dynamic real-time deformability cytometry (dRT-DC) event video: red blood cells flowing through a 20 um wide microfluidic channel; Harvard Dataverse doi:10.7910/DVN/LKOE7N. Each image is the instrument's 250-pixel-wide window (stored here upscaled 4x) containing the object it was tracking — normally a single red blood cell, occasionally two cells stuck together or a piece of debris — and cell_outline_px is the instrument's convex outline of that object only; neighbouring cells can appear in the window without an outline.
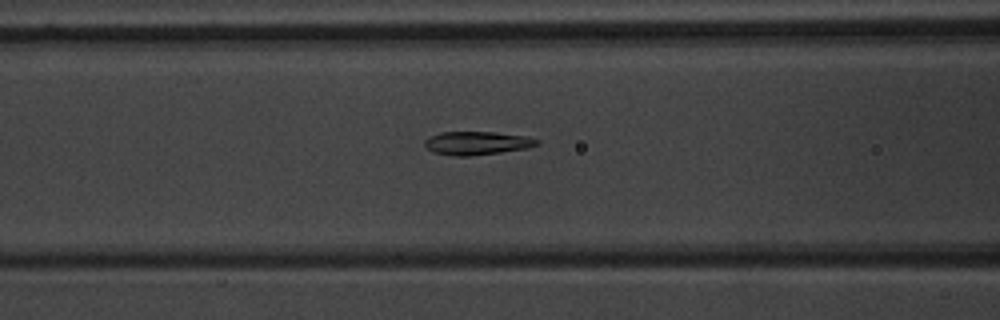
{"species": "common noctule bat (a hibernating species)", "species_latin": "Nyctalus noctula", "temperature_condition": "warm", "stored_images_in_passage": 37, "camera_frame_rate_fps": 3000, "um_per_image_px": 0.085, "animal": {"sex": "male", "body_mass_g": 20.1, "forearm_length_mm": 53.5}, "frame": {"image": 1, "passage_image": 5, "time_ms": 1.333, "image_size_px": [1000, 320], "cell_outline_px": [[540, 144], [528, 148], [500, 152], [468, 156], [456, 156], [432, 152], [424, 144], [424, 140], [440, 132], [496, 132], [524, 136], [540, 140]], "centroid_in_image_um": [40.56, 12.16], "position_along_channel_um": 126.0, "area_um2": 15.2}}
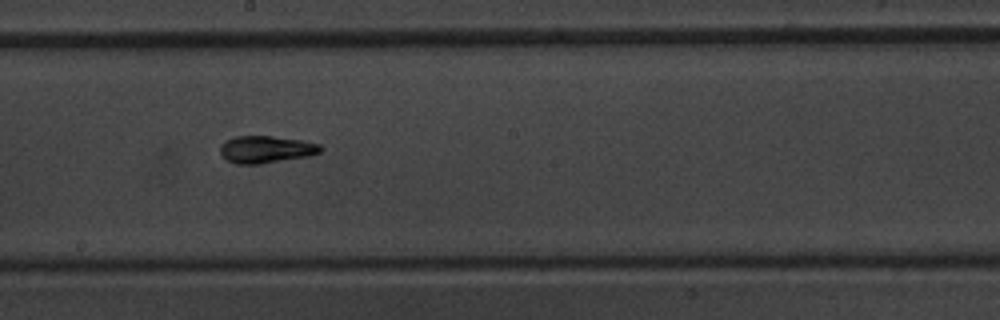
{"frame": {"image": 2, "passage_image": 13, "time_ms": 4.0, "image_size_px": [1000, 320], "cell_outline_px": [[324, 148], [320, 152], [308, 156], [260, 164], [236, 164], [228, 160], [220, 152], [220, 144], [224, 140], [236, 136], [272, 136], [300, 140], [320, 144]], "centroid_in_image_um": [22.6, 12.69], "position_along_channel_um": 225.6, "area_um2": 15.9}}
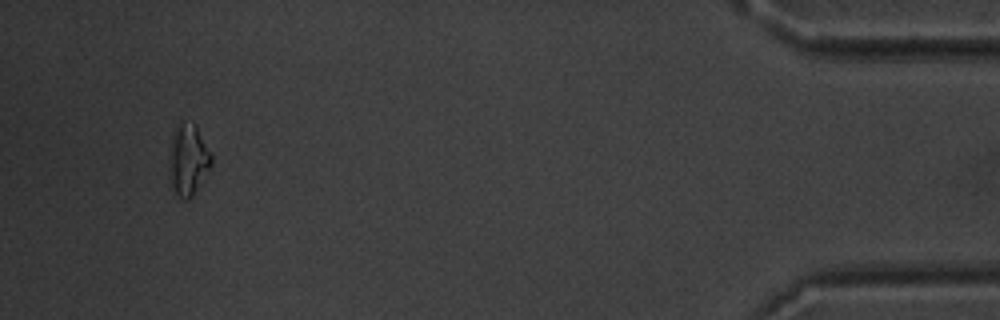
{"frame": {"image": 3, "passage_image": 34, "time_ms": 11.0, "image_size_px": [1000, 320], "cell_outline_px": [[212, 164], [192, 196], [188, 200], [184, 200], [176, 192], [168, 176], [168, 160], [172, 132], [184, 120], [196, 124], [212, 152]], "centroid_in_image_um": [15.99, 13.53], "position_along_channel_um": 419.2, "area_um2": 17.8}}